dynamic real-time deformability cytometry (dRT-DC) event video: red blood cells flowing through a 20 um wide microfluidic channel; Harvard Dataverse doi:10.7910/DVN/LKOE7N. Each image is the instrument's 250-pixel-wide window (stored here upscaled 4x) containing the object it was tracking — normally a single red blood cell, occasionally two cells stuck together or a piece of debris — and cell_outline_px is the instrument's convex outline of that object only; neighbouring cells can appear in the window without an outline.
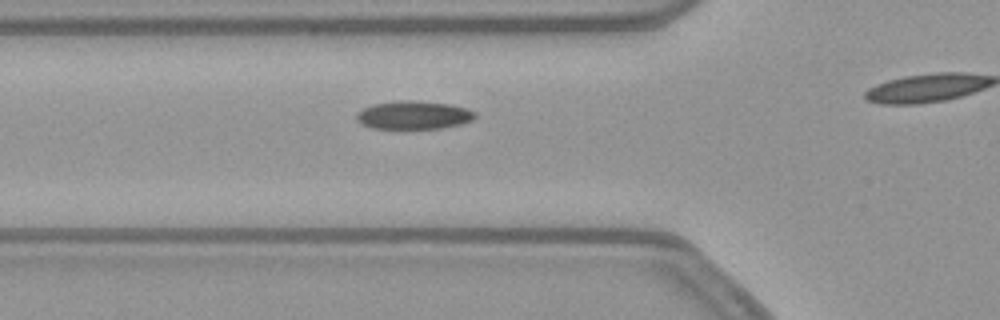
{"species": "common noctule bat (a hibernating species)", "species_latin": "Nyctalus noctula", "temperature_condition": "warm", "stored_images_in_passage": 20, "camera_frame_rate_fps": 3000, "um_per_image_px": 0.085, "animal": {"sex": "female", "body_mass_g": 21.9}, "frame": {"image": 1, "passage_image": 12, "time_ms": 3.667, "image_size_px": [1000, 320], "cell_outline_px": [[476, 116], [472, 120], [460, 124], [440, 128], [372, 128], [360, 124], [356, 120], [356, 112], [372, 104], [396, 100], [416, 100], [448, 104], [468, 108], [476, 112]], "centroid_in_image_um": [35.13, 9.77], "position_along_channel_um": 90.7, "area_um2": 19.65}}
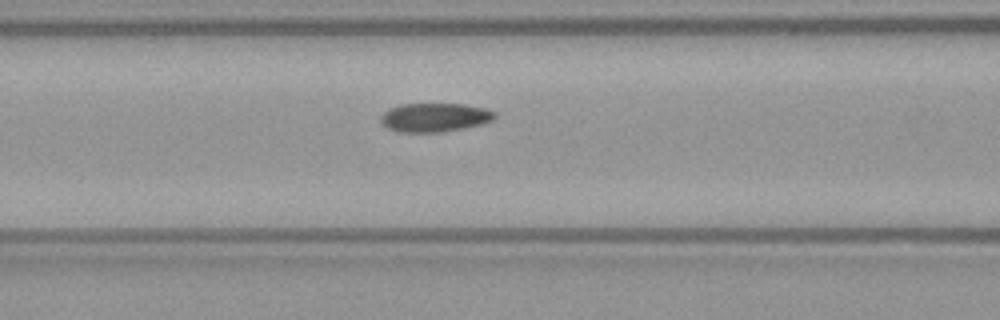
{"frame": {"image": 2, "passage_image": 15, "time_ms": 4.667, "image_size_px": [1000, 320], "cell_outline_px": [[496, 116], [492, 120], [484, 124], [464, 128], [440, 132], [400, 132], [388, 128], [380, 120], [380, 116], [388, 108], [400, 104], [464, 104], [484, 108], [496, 112]], "centroid_in_image_um": [36.95, 9.97], "position_along_channel_um": 129.6, "area_um2": 19.19}}